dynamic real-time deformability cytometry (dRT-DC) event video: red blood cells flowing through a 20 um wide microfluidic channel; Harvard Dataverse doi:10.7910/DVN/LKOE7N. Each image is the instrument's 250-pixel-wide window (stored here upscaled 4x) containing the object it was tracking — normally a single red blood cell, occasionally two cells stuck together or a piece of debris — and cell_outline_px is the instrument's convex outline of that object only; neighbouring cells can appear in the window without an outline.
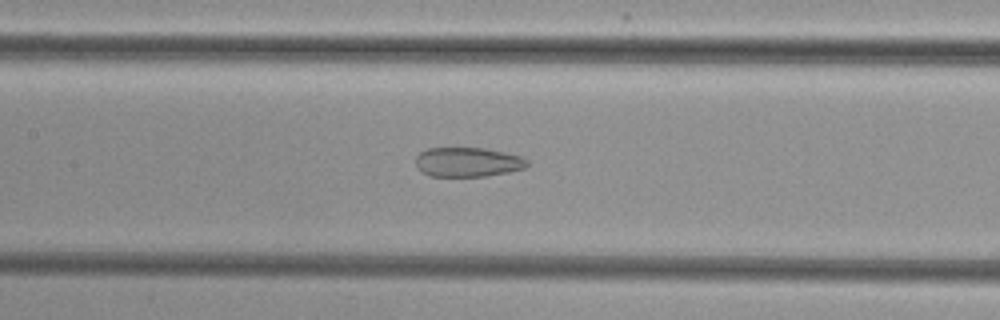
{"species": "common noctule bat (a hibernating species)", "species_latin": "Nyctalus noctula", "temperature_condition": "cold", "stored_images_in_passage": 37, "camera_frame_rate_fps": 3000, "um_per_image_px": 0.085, "animal": {"sex": "female", "body_mass_g": 29.2, "forearm_length_mm": 56.3}, "frame": {"image": 1, "passage_image": 10, "time_ms": 3.0, "image_size_px": [1000, 320], "cell_outline_px": [[528, 164], [524, 168], [508, 172], [484, 176], [432, 176], [420, 172], [416, 168], [416, 156], [420, 152], [428, 148], [484, 148], [524, 156], [528, 160]], "centroid_in_image_um": [39.75, 13.77], "position_along_channel_um": 167.7, "area_um2": 19.25}}
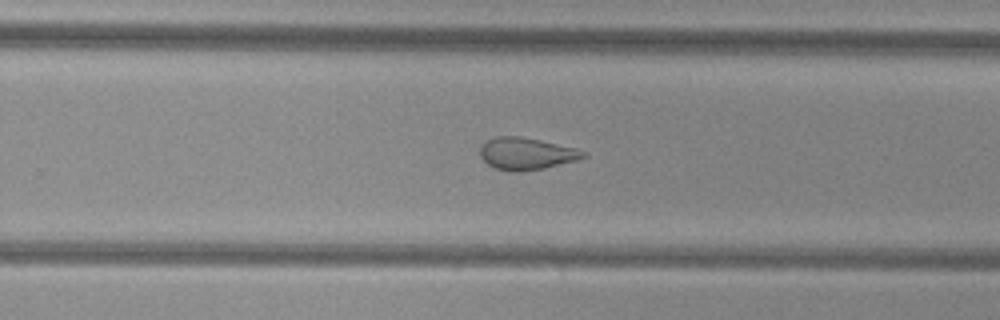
{"frame": {"image": 2, "passage_image": 19, "time_ms": 6.0, "image_size_px": [1000, 320], "cell_outline_px": [[588, 156], [576, 160], [544, 168], [520, 172], [512, 172], [496, 168], [488, 164], [480, 156], [480, 144], [496, 136], [516, 136], [540, 140], [576, 148], [588, 152]], "centroid_in_image_um": [44.74, 13.06], "position_along_channel_um": 285.1, "area_um2": 19.31}}
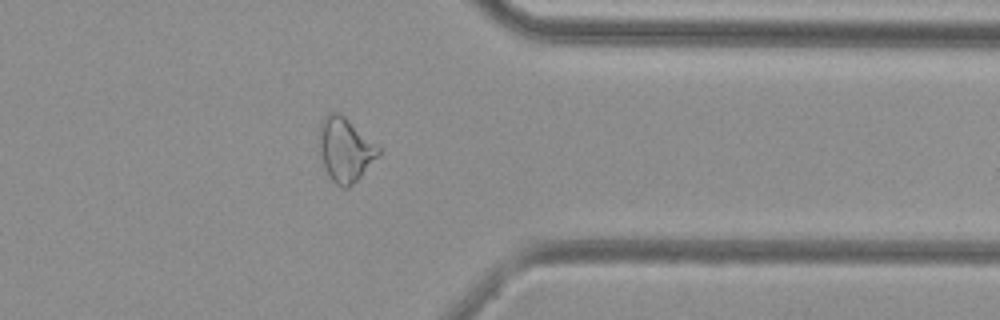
{"frame": {"image": 3, "passage_image": 27, "time_ms": 8.667, "image_size_px": [1000, 320], "cell_outline_px": [[380, 156], [348, 188], [340, 188], [332, 180], [324, 168], [320, 152], [320, 120], [328, 112], [340, 112], [380, 148]], "centroid_in_image_um": [29.33, 12.71], "position_along_channel_um": 382.1, "area_um2": 21.96}}